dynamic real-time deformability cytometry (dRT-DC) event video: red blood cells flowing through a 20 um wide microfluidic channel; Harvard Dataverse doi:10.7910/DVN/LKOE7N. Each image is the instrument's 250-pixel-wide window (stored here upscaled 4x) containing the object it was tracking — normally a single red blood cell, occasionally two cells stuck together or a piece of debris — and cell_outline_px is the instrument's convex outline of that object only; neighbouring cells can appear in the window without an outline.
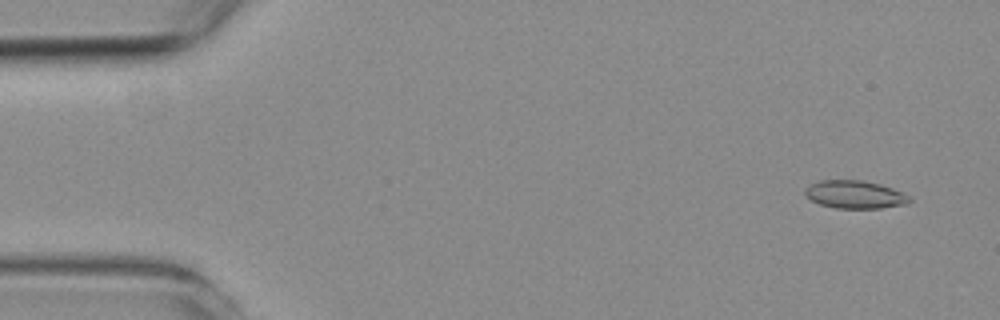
{"species": "common noctule bat (a hibernating species)", "species_latin": "Nyctalus noctula", "temperature_condition": "room temperature", "stored_images_in_passage": 5, "segment_of_instrument_passage": [1, 2], "camera_frame_rate_fps": 3000, "um_per_image_px": 0.085, "animal": {"sex": "female", "body_mass_g": 19.3, "forearm_length_mm": 54.1}, "frame": {"image": 1, "passage_image": 1, "time_ms": 0.0, "image_size_px": [1000, 320], "cell_outline_px": [[912, 200], [908, 204], [880, 208], [836, 208], [820, 204], [812, 200], [804, 192], [804, 188], [820, 180], [864, 180], [880, 184], [892, 188], [912, 196]], "centroid_in_image_um": [72.72, 16.53], "position_along_channel_um": 12.3, "area_um2": 17.05}}
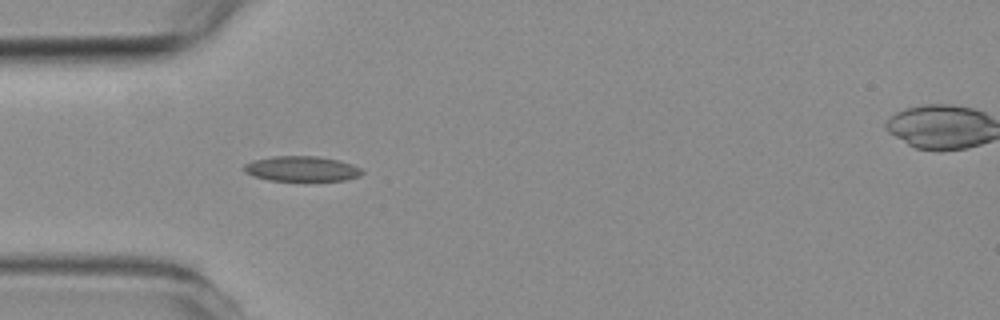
{"frame": {"image": 2, "passage_image": 4, "time_ms": 4.333, "image_size_px": [1000, 320], "cell_outline_px": [[364, 172], [360, 176], [344, 180], [268, 180], [252, 176], [244, 172], [244, 164], [252, 160], [272, 156], [316, 156], [340, 160], [352, 164], [360, 168]], "centroid_in_image_um": [25.62, 14.33], "position_along_channel_um": 59.4, "area_um2": 17.34}}